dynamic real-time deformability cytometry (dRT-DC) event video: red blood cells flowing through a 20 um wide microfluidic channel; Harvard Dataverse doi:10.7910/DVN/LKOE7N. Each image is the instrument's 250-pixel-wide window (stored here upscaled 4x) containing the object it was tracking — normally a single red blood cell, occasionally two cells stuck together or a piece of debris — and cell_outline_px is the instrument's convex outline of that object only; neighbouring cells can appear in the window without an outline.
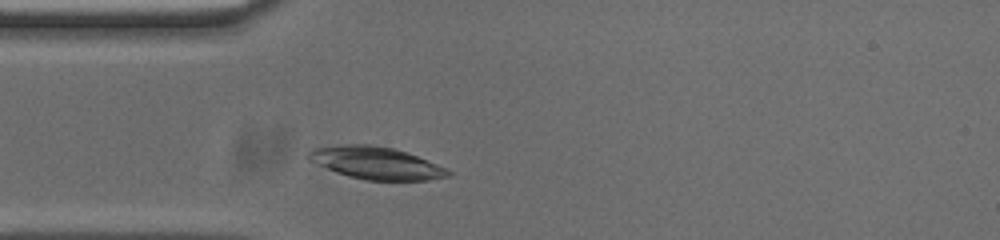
{"species": "common noctule bat (a hibernating species)", "species_latin": "Nyctalus noctula", "temperature_condition": "cold", "stored_images_in_passage": 37, "camera_frame_rate_fps": 3000, "um_per_image_px": 0.085, "animal": {"sex": "male", "body_mass_g": 20.0, "forearm_length_mm": 53.3}, "frame": {"image": 1, "passage_image": 6, "time_ms": 1.667, "image_size_px": [1000, 240], "cell_outline_px": [[452, 176], [428, 180], [364, 180], [348, 176], [336, 172], [308, 160], [308, 152], [312, 148], [348, 144], [368, 144], [392, 148], [416, 156], [436, 164], [452, 172]], "centroid_in_image_um": [31.94, 13.86], "position_along_channel_um": 53.1, "area_um2": 26.01}}
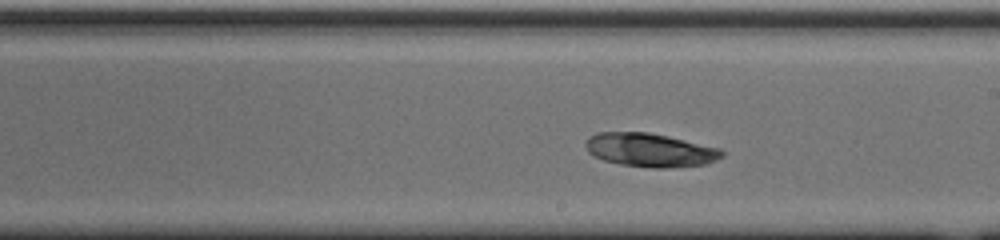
{"frame": {"image": 2, "passage_image": 21, "time_ms": 6.667, "image_size_px": [1000, 240], "cell_outline_px": [[724, 156], [716, 160], [704, 164], [664, 168], [652, 168], [620, 164], [604, 160], [592, 156], [588, 152], [584, 144], [588, 136], [596, 132], [648, 132], [668, 136], [720, 148], [724, 152]], "centroid_in_image_um": [55.21, 12.74], "position_along_channel_um": 233.8, "area_um2": 26.82}}
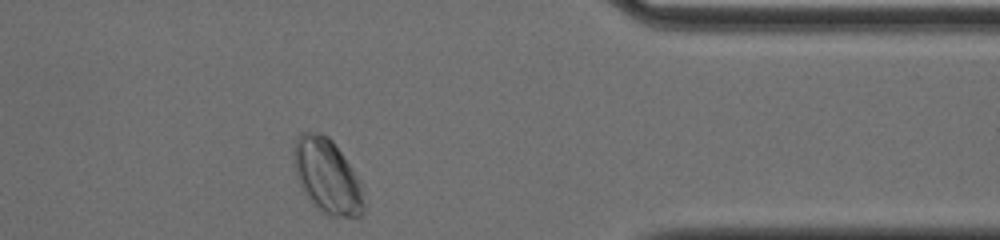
{"frame": {"image": 3, "passage_image": 35, "time_ms": 11.333, "image_size_px": [1000, 240], "cell_outline_px": [[364, 212], [360, 216], [328, 216], [320, 212], [316, 208], [300, 184], [296, 172], [292, 152], [296, 140], [304, 132], [320, 132], [328, 136], [332, 140], [352, 168], [360, 180], [364, 204]], "centroid_in_image_um": [27.82, 14.98], "position_along_channel_um": 383.6, "area_um2": 30.11}, "authors_computed_cell_mechanics": {"area_um2": 26.6458, "velocity_mm_per_s": 3.6754, "shape_relaxation_time_tau1_ms": 1.3776, "shape_relaxation_time_tau2_ms": null, "deformation_change_tau1": 0.0359, "deformation_change_tau2": null}}